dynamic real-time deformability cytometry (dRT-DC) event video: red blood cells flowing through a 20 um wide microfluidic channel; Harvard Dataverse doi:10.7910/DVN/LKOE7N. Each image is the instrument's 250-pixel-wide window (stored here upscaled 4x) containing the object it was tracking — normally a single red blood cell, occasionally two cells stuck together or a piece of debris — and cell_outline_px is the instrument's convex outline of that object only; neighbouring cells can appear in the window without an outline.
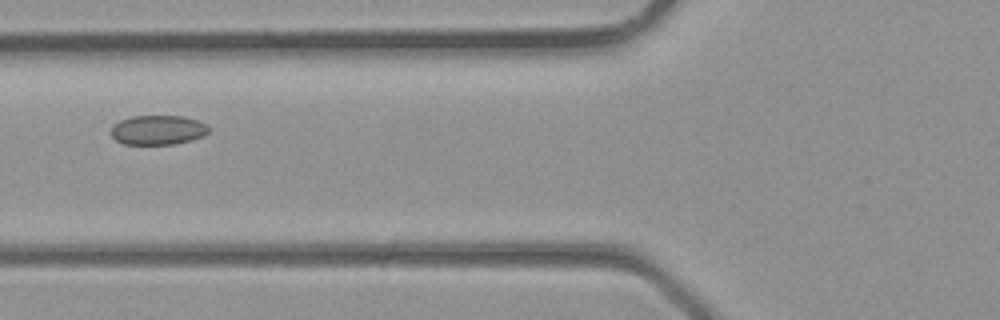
{"species": "common noctule bat (a hibernating species)", "species_latin": "Nyctalus noctula", "temperature_condition": "room temperature", "stored_images_in_passage": 3, "camera_frame_rate_fps": 3000, "um_per_image_px": 0.085, "animal": {"sex": "male", "body_mass_g": 23.1, "forearm_length_mm": 52.7}, "frame": {"image": 1, "passage_image": 3, "time_ms": 0.667, "image_size_px": [1000, 320], "cell_outline_px": [[208, 132], [204, 136], [176, 144], [124, 144], [116, 140], [112, 136], [112, 128], [120, 120], [132, 116], [184, 116], [196, 120], [204, 124], [208, 128]], "centroid_in_image_um": [13.42, 11.05], "position_along_channel_um": 112.4, "area_um2": 16.59}}